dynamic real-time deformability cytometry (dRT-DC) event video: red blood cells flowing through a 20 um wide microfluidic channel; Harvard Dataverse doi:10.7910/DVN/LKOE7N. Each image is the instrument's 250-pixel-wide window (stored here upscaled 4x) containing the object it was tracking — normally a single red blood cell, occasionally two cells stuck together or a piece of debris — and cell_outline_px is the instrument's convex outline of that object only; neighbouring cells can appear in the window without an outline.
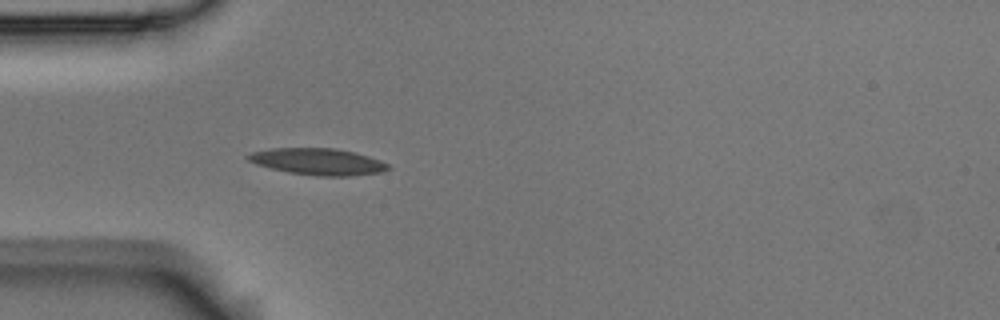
{"species": "Egyptian fruit bat (a non-hibernating species)", "species_latin": "Rousettus aegyptiacus", "temperature_condition": "room temperature", "stored_images_in_passage": 4, "camera_frame_rate_fps": 3000, "um_per_image_px": 0.085, "animal": {"sex": "male"}, "frame": {"image": 1, "passage_image": 4, "time_ms": 1.0, "image_size_px": [1000, 320], "cell_outline_px": [[392, 168], [380, 172], [352, 176], [316, 176], [288, 172], [256, 164], [248, 160], [244, 156], [252, 152], [272, 148], [336, 148], [368, 156], [380, 160], [388, 164]], "centroid_in_image_um": [27.02, 13.74], "position_along_channel_um": 58.0, "area_um2": 21.68}}